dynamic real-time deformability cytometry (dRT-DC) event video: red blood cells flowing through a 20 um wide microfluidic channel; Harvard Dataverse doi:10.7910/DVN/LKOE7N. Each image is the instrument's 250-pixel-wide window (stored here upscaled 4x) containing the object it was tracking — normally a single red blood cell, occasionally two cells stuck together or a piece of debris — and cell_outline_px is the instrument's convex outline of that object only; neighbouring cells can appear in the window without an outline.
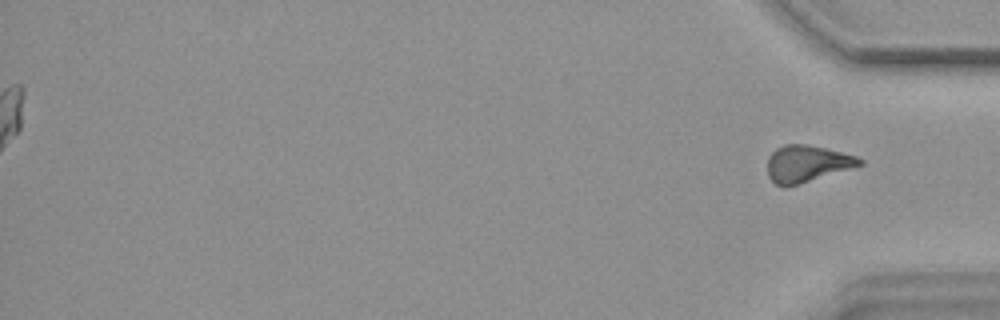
{"species": "common noctule bat (a hibernating species)", "species_latin": "Nyctalus noctula", "temperature_condition": "warm", "stored_images_in_passage": 56, "segment_of_instrument_passage": [2, 2], "camera_frame_rate_fps": 3000, "um_per_image_px": 0.085, "animal": {"sex": "female", "body_mass_g": 18.4}, "frame": {"image": 1, "passage_image": 56, "time_ms": 18.333, "image_size_px": [1000, 320], "cell_outline_px": [[864, 164], [796, 184], [776, 184], [768, 176], [768, 156], [776, 148], [784, 144], [808, 144], [856, 156], [864, 160]], "centroid_in_image_um": [68.58, 13.87], "position_along_channel_um": 366.6, "area_um2": 19.13}}